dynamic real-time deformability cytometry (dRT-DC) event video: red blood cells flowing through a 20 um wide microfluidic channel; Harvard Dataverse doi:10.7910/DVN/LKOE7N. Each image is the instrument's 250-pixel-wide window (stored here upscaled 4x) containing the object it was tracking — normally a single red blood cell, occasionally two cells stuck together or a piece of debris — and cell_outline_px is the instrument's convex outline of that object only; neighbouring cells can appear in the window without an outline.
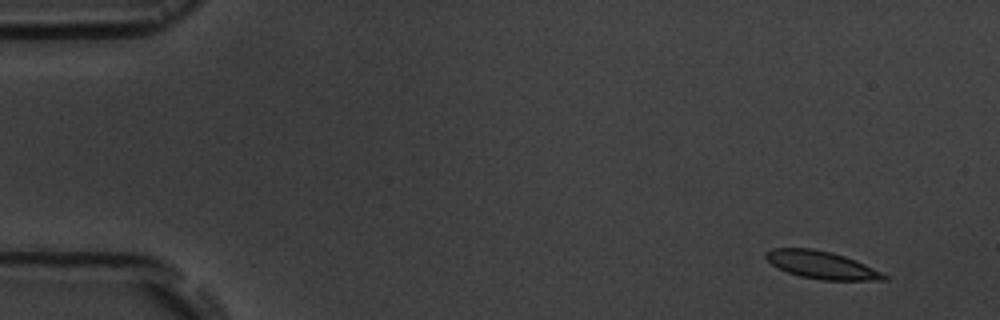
{"species": "common noctule bat (a hibernating species)", "species_latin": "Nyctalus noctula", "temperature_condition": "room temperature", "stored_images_in_passage": 5, "camera_frame_rate_fps": 3000, "um_per_image_px": 0.085, "animal": {"sex": "male", "body_mass_g": 19.5, "forearm_length_mm": 54.6}, "frame": {"image": 1, "passage_image": 1, "time_ms": 0.0, "image_size_px": [1000, 320], "cell_outline_px": [[888, 280], [820, 280], [800, 276], [788, 272], [772, 264], [764, 256], [764, 252], [772, 248], [812, 248], [832, 252], [856, 260], [888, 276]], "centroid_in_image_um": [69.81, 22.51], "position_along_channel_um": 15.2, "area_um2": 18.9}}
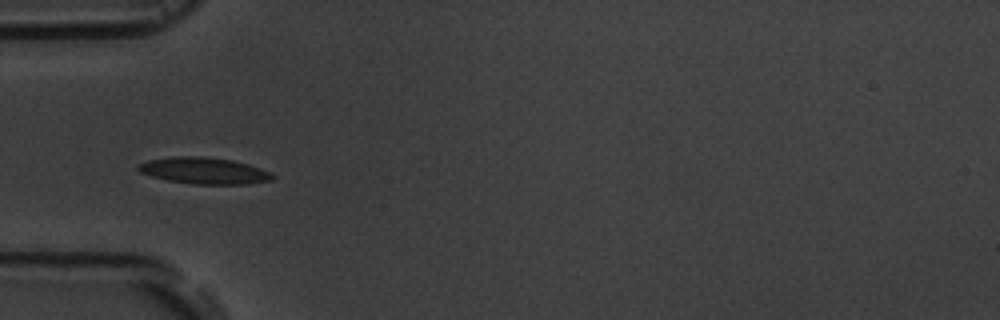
{"frame": {"image": 2, "passage_image": 5, "time_ms": 4.667, "image_size_px": [1000, 320], "cell_outline_px": [[276, 176], [272, 180], [248, 184], [192, 184], [168, 180], [152, 176], [140, 172], [136, 168], [136, 164], [148, 160], [172, 156], [200, 156], [232, 160], [248, 164], [260, 168]], "centroid_in_image_um": [17.32, 14.5], "position_along_channel_um": 67.7, "area_um2": 20.75}}